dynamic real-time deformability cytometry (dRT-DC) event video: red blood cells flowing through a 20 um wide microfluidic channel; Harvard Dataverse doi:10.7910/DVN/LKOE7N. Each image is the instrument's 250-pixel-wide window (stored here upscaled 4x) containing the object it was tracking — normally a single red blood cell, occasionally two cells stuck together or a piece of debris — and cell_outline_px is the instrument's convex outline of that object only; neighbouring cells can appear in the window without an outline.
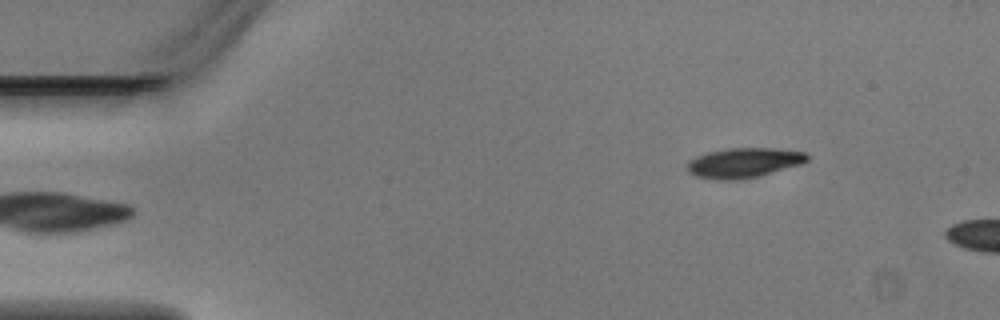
{"species": "Egyptian fruit bat (a non-hibernating species)", "species_latin": "Rousettus aegyptiacus", "temperature_condition": "warm", "stored_images_in_passage": 5, "camera_frame_rate_fps": 3000, "um_per_image_px": 0.085, "animal": {"sex": "male"}, "frame": {"image": 1, "passage_image": 5, "time_ms": 1.333, "image_size_px": [1000, 320], "cell_outline_px": [[808, 160], [800, 164], [760, 176], [744, 180], [716, 180], [696, 176], [688, 172], [688, 160], [696, 156], [708, 152], [728, 148], [772, 148], [808, 152]], "centroid_in_image_um": [63.22, 13.84], "position_along_channel_um": 21.8, "area_um2": 21.04}}